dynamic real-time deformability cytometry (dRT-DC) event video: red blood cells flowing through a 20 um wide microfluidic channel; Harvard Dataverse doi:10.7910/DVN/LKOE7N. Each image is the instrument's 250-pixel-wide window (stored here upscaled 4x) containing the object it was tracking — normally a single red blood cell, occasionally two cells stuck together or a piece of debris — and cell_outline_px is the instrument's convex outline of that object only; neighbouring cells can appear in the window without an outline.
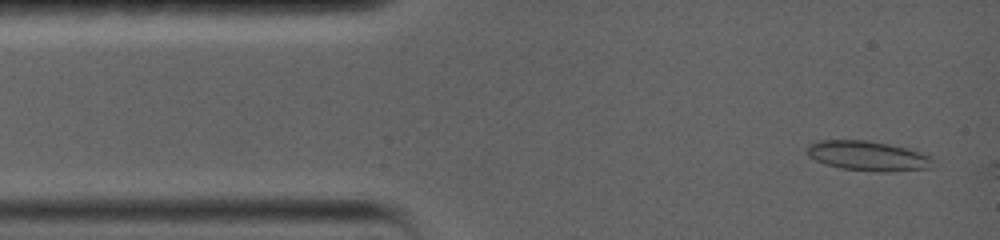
{"species": "common noctule bat (a hibernating species)", "species_latin": "Nyctalus noctula", "temperature_condition": "warm", "stored_images_in_passage": 6, "camera_frame_rate_fps": 5000, "um_per_image_px": 0.085, "animal": {"sex": "female", "body_mass_g": 19.0, "forearm_length_mm": 56.7}, "frame": {"image": 1, "passage_image": 2, "time_ms": 0.4, "image_size_px": [1000, 240], "cell_outline_px": [[932, 168], [884, 172], [876, 172], [840, 168], [824, 164], [808, 156], [808, 144], [816, 140], [868, 140], [888, 144], [920, 152], [928, 156], [932, 160]], "centroid_in_image_um": [73.72, 13.25], "position_along_channel_um": 11.3, "area_um2": 21.79}}